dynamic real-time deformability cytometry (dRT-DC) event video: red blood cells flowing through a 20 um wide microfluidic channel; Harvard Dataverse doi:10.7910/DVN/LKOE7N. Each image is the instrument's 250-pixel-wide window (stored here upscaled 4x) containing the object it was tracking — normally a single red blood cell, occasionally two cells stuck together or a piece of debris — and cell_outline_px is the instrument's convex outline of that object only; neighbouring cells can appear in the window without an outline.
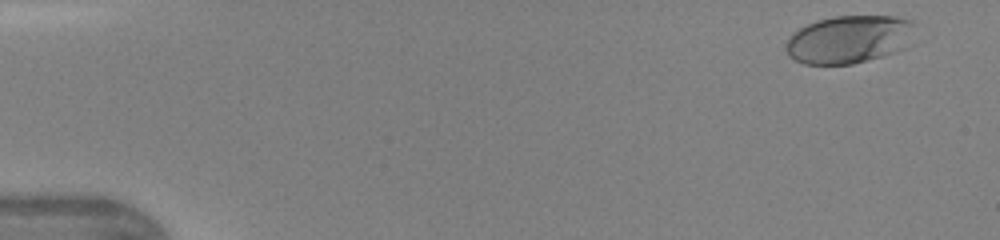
{"species": "human", "species_latin": "Homo sapiens", "temperature_condition": "warm", "stored_images_in_passage": 12, "camera_frame_rate_fps": 3000, "um_per_image_px": 0.085, "donor": {"sex": "female"}, "frame": {"image": 1, "passage_image": 3, "time_ms": 0.667, "image_size_px": [1000, 240], "cell_outline_px": [[912, 24], [904, 48], [868, 60], [852, 64], [804, 64], [788, 56], [784, 48], [792, 32], [816, 20], [836, 16], [896, 16], [912, 20]], "centroid_in_image_um": [72.07, 3.34], "position_along_channel_um": 12.9, "area_um2": 35.49}}